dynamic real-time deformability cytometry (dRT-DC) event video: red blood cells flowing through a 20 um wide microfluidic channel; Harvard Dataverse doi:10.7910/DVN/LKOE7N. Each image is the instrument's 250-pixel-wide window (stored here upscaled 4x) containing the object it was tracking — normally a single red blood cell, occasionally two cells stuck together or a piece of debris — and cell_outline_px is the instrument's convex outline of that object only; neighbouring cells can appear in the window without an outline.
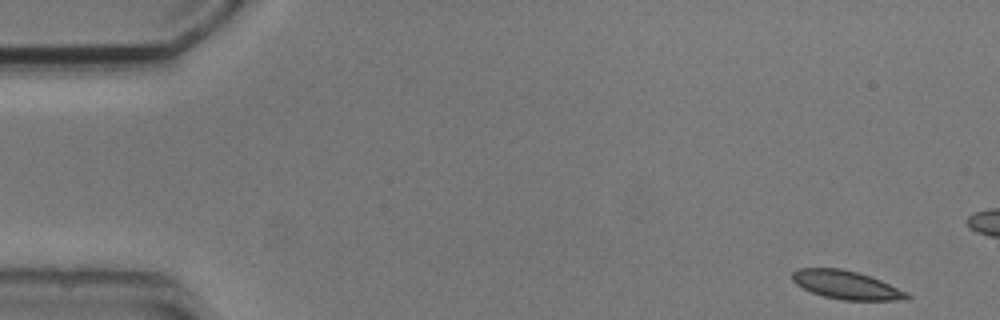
{"species": "common noctule bat (a hibernating species)", "species_latin": "Nyctalus noctula", "temperature_condition": "cold", "stored_images_in_passage": 5, "camera_frame_rate_fps": 3000, "um_per_image_px": 0.085, "animal": {"sex": "male", "body_mass_g": 20.5, "forearm_length_mm": 52.5}, "frame": {"image": 1, "passage_image": 1, "time_ms": 0.0, "image_size_px": [1000, 320], "cell_outline_px": [[912, 296], [908, 300], [844, 300], [824, 296], [812, 292], [796, 284], [792, 280], [792, 272], [796, 268], [840, 268], [856, 272], [880, 280], [908, 292]], "centroid_in_image_um": [71.95, 24.22], "position_along_channel_um": 13.1, "area_um2": 18.9}}